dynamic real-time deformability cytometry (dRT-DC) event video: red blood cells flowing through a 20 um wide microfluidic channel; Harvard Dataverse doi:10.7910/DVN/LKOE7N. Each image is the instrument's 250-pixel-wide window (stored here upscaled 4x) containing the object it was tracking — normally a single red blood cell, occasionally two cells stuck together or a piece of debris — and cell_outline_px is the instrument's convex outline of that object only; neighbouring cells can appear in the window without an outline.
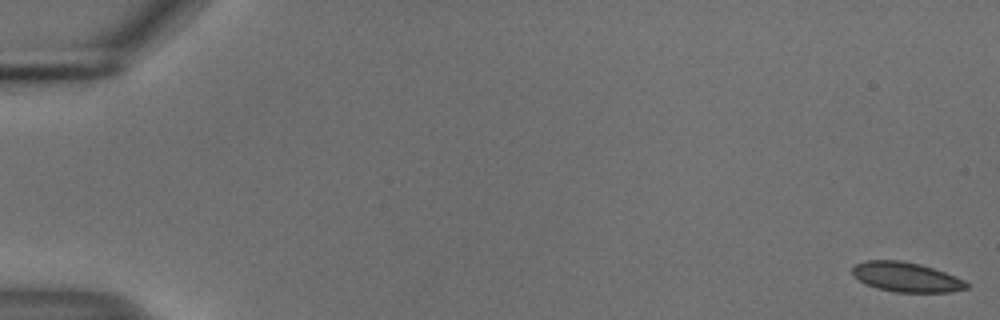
{"species": "common noctule bat (a hibernating species)", "species_latin": "Nyctalus noctula", "temperature_condition": "cold", "stored_images_in_passage": 55, "camera_frame_rate_fps": 3000, "um_per_image_px": 0.085, "animal": {"sex": "male", "body_mass_g": 18.8}, "frame": {"image": 1, "passage_image": 1, "time_ms": 0.0, "image_size_px": [1000, 320], "cell_outline_px": [[968, 288], [948, 292], [896, 292], [876, 288], [860, 280], [852, 272], [852, 268], [856, 264], [868, 260], [900, 260], [920, 264], [944, 272], [964, 280], [968, 284]], "centroid_in_image_um": [77.04, 23.55], "position_along_channel_um": 8.0, "area_um2": 19.42}}
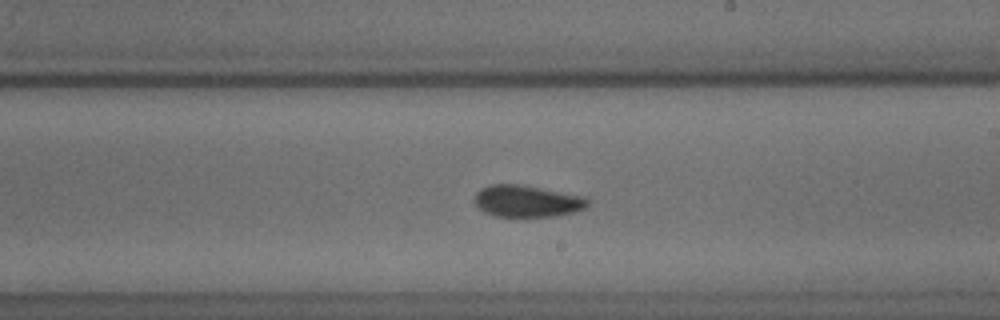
{"frame": {"image": 2, "passage_image": 33, "time_ms": 10.667, "image_size_px": [1000, 320], "cell_outline_px": [[588, 204], [584, 208], [572, 212], [556, 216], [496, 216], [484, 212], [472, 200], [476, 192], [480, 188], [488, 184], [520, 184], [584, 196], [588, 200]], "centroid_in_image_um": [44.74, 17.08], "position_along_channel_um": 244.3, "area_um2": 20.92}}
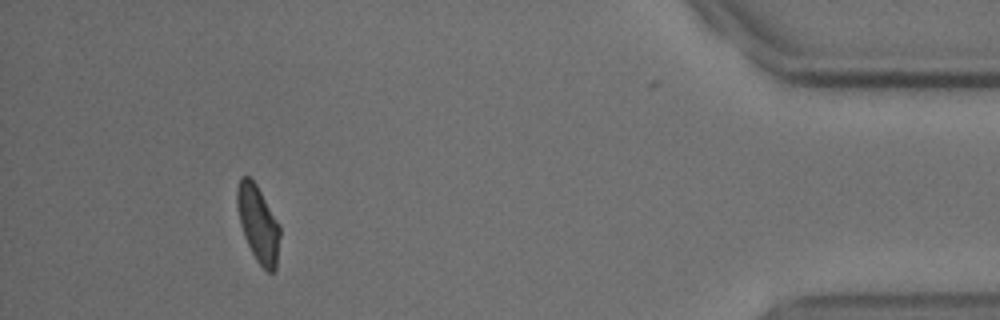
{"frame": {"image": 3, "passage_image": 51, "time_ms": 16.667, "image_size_px": [1000, 320], "cell_outline_px": [[280, 236], [276, 268], [272, 272], [268, 272], [256, 260], [244, 236], [240, 224], [236, 200], [236, 192], [240, 180], [244, 176], [248, 176], [256, 184], [280, 224]], "centroid_in_image_um": [21.95, 19.03], "position_along_channel_um": 413.2, "area_um2": 18.9}, "authors_computed_cell_mechanics": {"area_um2": 20.4612, "velocity_mm_per_s": 3.7186, "shape_relaxation_time_tau1_ms": 5.0007, "shape_relaxation_time_tau2_ms": 1.9539, "deformation_change_tau1": 0.0983, "deformation_change_tau2": 0.0518}}